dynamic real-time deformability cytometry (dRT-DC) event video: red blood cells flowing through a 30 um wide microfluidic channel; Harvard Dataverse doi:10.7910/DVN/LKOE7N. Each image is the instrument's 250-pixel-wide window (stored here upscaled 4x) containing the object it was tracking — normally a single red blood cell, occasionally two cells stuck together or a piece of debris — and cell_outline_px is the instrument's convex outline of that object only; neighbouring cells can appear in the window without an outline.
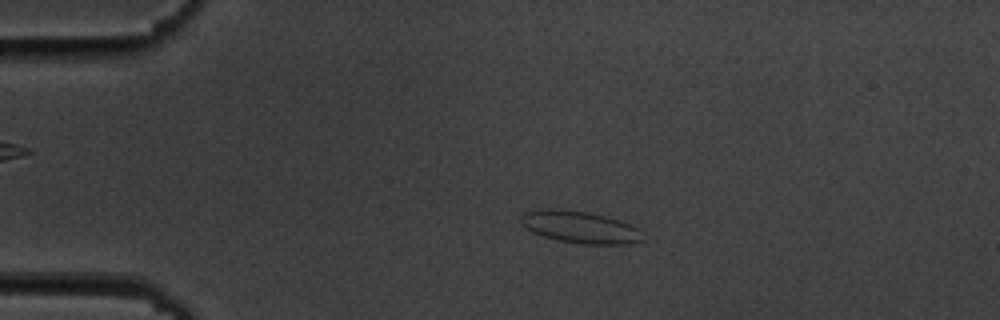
{"species": "common noctule bat (a hibernating species)", "species_latin": "Nyctalus noctula", "temperature_condition": "cold", "stored_images_in_passage": 48, "camera_frame_rate_fps": 3000, "um_per_image_px": 0.085, "animal": {"sex": "male", "body_mass_g": 19.5, "forearm_length_mm": 54.6}, "frame": {"image": 1, "passage_image": 4, "time_ms": 1.0, "image_size_px": [1000, 320], "cell_outline_px": [[640, 240], [632, 244], [584, 244], [560, 240], [544, 236], [532, 232], [520, 224], [520, 216], [524, 212], [540, 208], [552, 208], [588, 212], [604, 216], [628, 224], [636, 228]], "centroid_in_image_um": [49.17, 19.29], "position_along_channel_um": 35.8, "area_um2": 22.31}}
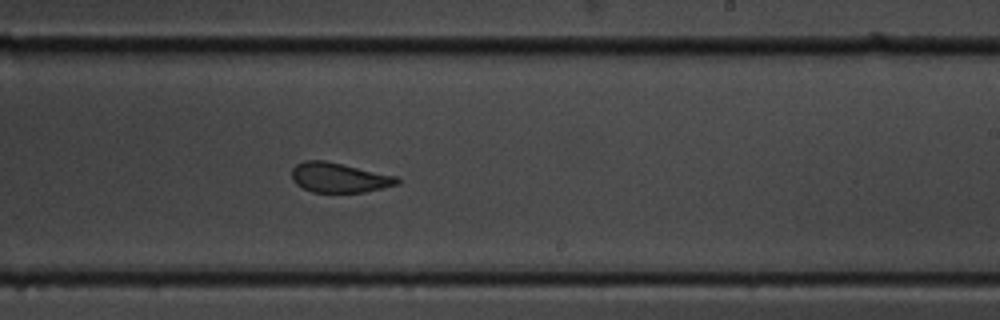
{"frame": {"image": 2, "passage_image": 26, "time_ms": 8.333, "image_size_px": [1000, 320], "cell_outline_px": [[400, 184], [364, 192], [312, 192], [296, 184], [292, 180], [292, 168], [296, 164], [304, 160], [324, 160], [396, 176], [400, 180]], "centroid_in_image_um": [28.81, 15.09], "position_along_channel_um": 260.2, "area_um2": 18.21}}
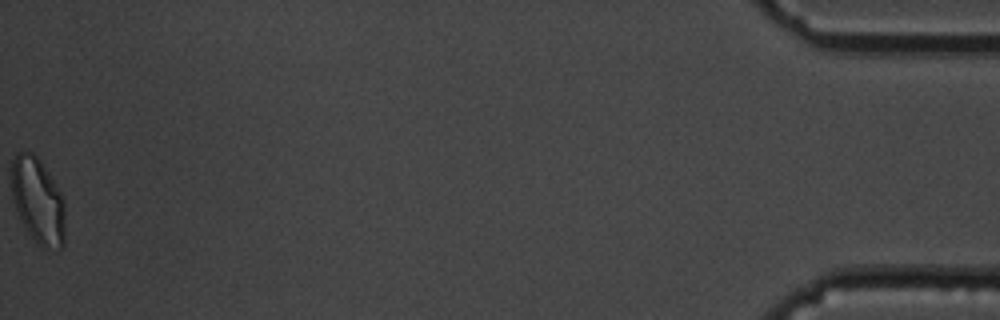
{"frame": {"image": 3, "passage_image": 48, "time_ms": 15.667, "image_size_px": [1000, 320], "cell_outline_px": [[64, 244], [60, 248], [40, 248], [36, 244], [24, 228], [20, 220], [12, 196], [12, 160], [16, 152], [32, 152], [40, 160], [48, 172], [60, 192], [64, 200]], "centroid_in_image_um": [3.21, 17.09], "position_along_channel_um": 432.0, "area_um2": 26.88}, "authors_computed_cell_mechanics": {"area_um2": 19.8832, "velocity_mm_per_s": 3.6269, "shape_relaxation_time_tau1_ms": 5.3696, "shape_relaxation_time_tau2_ms": 1.2044, "deformation_change_tau1": 0.0996, "deformation_change_tau2": 0.0533}}